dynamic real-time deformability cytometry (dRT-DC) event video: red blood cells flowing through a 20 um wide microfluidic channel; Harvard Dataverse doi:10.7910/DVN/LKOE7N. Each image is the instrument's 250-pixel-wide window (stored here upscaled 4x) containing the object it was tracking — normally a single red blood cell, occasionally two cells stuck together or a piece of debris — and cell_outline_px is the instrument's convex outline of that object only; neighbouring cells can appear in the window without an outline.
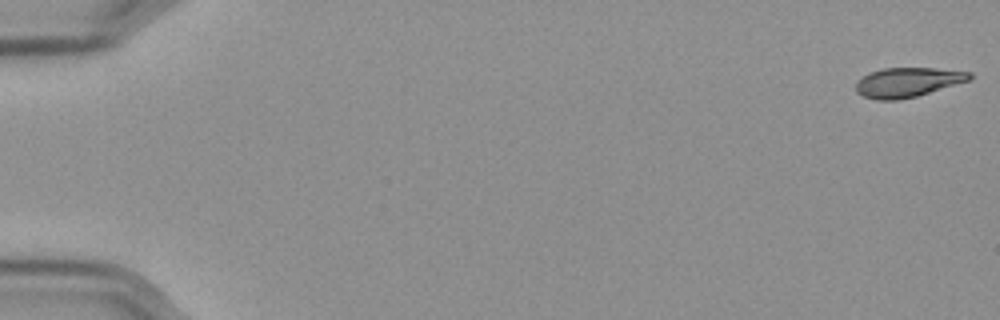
{"species": "Egyptian fruit bat (a non-hibernating species)", "species_latin": "Rousettus aegyptiacus", "temperature_condition": "cold", "stored_images_in_passage": 58, "camera_frame_rate_fps": 3000, "um_per_image_px": 0.085, "frame": {"image": 1, "passage_image": 1, "time_ms": 0.0, "image_size_px": [1000, 320], "cell_outline_px": [[972, 76], [968, 80], [916, 96], [900, 100], [876, 100], [864, 96], [856, 92], [856, 84], [868, 72], [884, 68], [932, 68], [972, 72]], "centroid_in_image_um": [77.11, 6.99], "position_along_channel_um": 7.9, "area_um2": 19.25}}
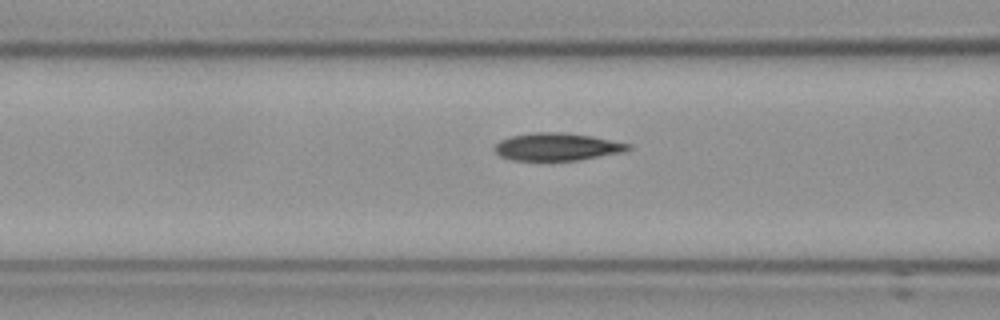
{"frame": {"image": 2, "passage_image": 24, "time_ms": 7.667, "image_size_px": [1000, 320], "cell_outline_px": [[632, 148], [624, 152], [576, 160], [512, 160], [500, 156], [496, 152], [496, 144], [500, 140], [512, 136], [536, 132], [564, 132], [592, 136], [632, 144]], "centroid_in_image_um": [47.39, 12.47], "position_along_channel_um": 119.2, "area_um2": 21.33}}
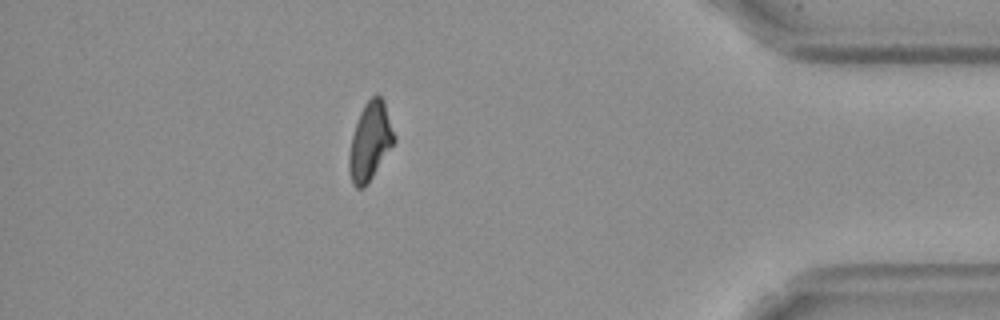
{"frame": {"image": 3, "passage_image": 51, "time_ms": 16.667, "image_size_px": [1000, 320], "cell_outline_px": [[396, 140], [364, 188], [356, 188], [352, 184], [348, 168], [348, 156], [352, 136], [360, 112], [364, 104], [372, 96], [380, 96], [384, 100], [396, 136]], "centroid_in_image_um": [31.45, 12.01], "position_along_channel_um": 403.7, "area_um2": 20.35}, "authors_computed_cell_mechanics": {"area_um2": 20.8369, "velocity_mm_per_s": 3.5741, "shape_relaxation_time_tau1_ms": 7.3283, "shape_relaxation_time_tau2_ms": 6.0956, "deformation_change_tau1": 0.1771, "deformation_change_tau2": 0.1098}}